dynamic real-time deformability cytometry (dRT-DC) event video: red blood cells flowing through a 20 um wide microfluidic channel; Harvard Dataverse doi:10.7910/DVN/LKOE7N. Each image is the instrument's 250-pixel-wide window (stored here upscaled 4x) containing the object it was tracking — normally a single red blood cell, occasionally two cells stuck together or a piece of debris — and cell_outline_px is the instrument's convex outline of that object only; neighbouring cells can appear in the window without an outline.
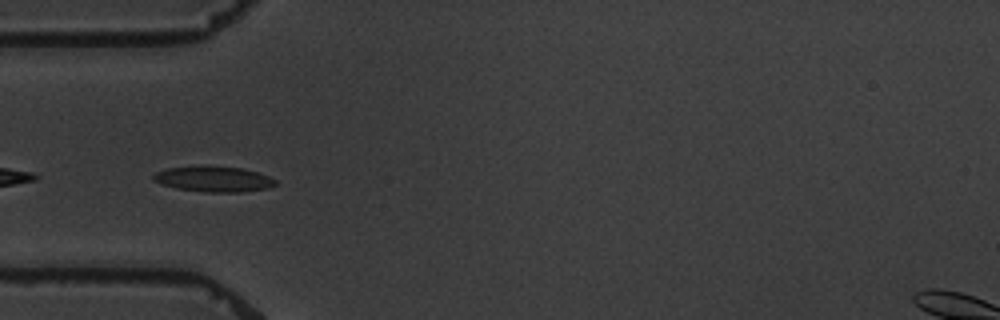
{"species": "common noctule bat (a hibernating species)", "species_latin": "Nyctalus noctula", "temperature_condition": "warm", "stored_images_in_passage": 3, "camera_frame_rate_fps": 3000, "um_per_image_px": 0.085, "animal": {"sex": "male", "body_mass_g": 19.5, "forearm_length_mm": 54.6}, "frame": {"image": 1, "passage_image": 3, "time_ms": 2.333, "image_size_px": [1000, 320], "cell_outline_px": [[276, 184], [268, 188], [240, 192], [208, 192], [176, 188], [160, 184], [152, 180], [152, 176], [156, 172], [164, 168], [204, 164], [240, 168], [256, 172], [268, 176], [276, 180]], "centroid_in_image_um": [18.09, 15.19], "position_along_channel_um": 66.9, "area_um2": 18.5}}